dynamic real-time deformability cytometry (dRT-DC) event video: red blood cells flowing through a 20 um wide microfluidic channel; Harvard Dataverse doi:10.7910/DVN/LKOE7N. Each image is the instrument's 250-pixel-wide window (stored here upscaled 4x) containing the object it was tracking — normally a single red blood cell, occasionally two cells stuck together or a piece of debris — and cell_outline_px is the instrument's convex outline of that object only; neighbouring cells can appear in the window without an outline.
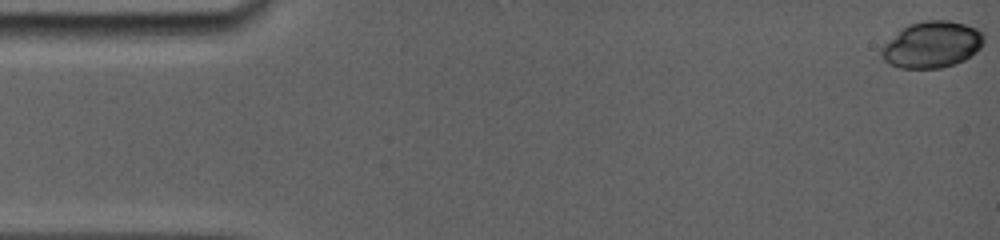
{"species": "common noctule bat (a hibernating species)", "species_latin": "Nyctalus noctula", "temperature_condition": "room temperature", "stored_images_in_passage": 5, "camera_frame_rate_fps": 5000, "um_per_image_px": 0.085, "animal": {"sex": "female", "body_mass_g": 19.0, "forearm_length_mm": 56.7}, "frame": {"image": 1, "passage_image": 1, "time_ms": 0.0, "image_size_px": [1000, 240], "cell_outline_px": [[984, 44], [976, 52], [964, 60], [956, 64], [940, 68], [900, 68], [888, 64], [880, 56], [880, 48], [900, 28], [908, 24], [924, 20], [948, 20], [964, 24], [976, 28], [984, 36]], "centroid_in_image_um": [79.18, 3.79], "position_along_channel_um": 5.8, "area_um2": 28.03}}